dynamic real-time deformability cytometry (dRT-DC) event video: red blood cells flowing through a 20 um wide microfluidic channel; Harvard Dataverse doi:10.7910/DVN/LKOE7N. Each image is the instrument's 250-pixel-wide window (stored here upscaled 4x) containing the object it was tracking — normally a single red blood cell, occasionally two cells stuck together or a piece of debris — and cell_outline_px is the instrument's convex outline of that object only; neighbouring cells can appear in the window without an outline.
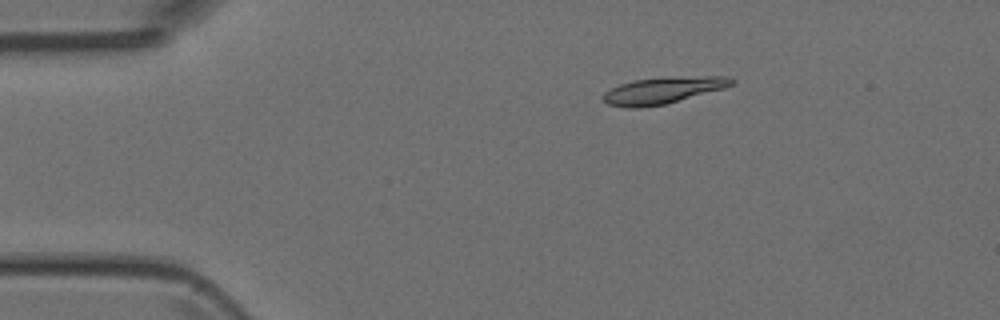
{"species": "Egyptian fruit bat (a non-hibernating species)", "species_latin": "Rousettus aegyptiacus", "temperature_condition": "room temperature", "stored_images_in_passage": 4, "camera_frame_rate_fps": 3000, "um_per_image_px": 0.085, "animal": {"sex": "female"}, "frame": {"image": 1, "passage_image": 3, "time_ms": 2.333, "image_size_px": [1000, 320], "cell_outline_px": [[736, 84], [724, 88], [664, 104], [640, 108], [624, 108], [608, 104], [600, 96], [604, 92], [620, 84], [636, 80], [704, 76], [728, 76], [736, 80]], "centroid_in_image_um": [56.35, 7.7], "position_along_channel_um": 28.6, "area_um2": 19.59}}